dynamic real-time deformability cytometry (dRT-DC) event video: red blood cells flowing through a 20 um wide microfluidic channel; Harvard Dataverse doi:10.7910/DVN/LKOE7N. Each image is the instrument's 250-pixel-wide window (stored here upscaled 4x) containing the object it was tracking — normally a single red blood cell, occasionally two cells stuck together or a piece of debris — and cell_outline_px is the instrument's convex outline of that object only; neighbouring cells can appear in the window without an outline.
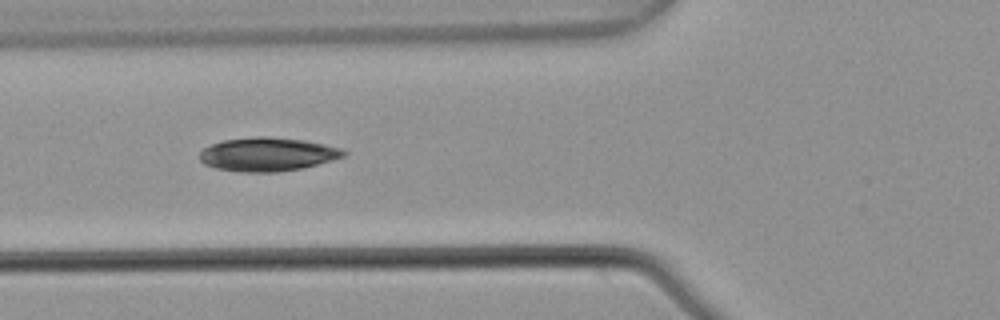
{"species": "common noctule bat (a hibernating species)", "species_latin": "Nyctalus noctula", "temperature_condition": "warm", "stored_images_in_passage": 6, "camera_frame_rate_fps": 3000, "um_per_image_px": 0.085, "animal": {"sex": "male", "body_mass_g": 21.5, "forearm_length_mm": 52.0}, "frame": {"image": 1, "passage_image": 6, "time_ms": 1.667, "image_size_px": [1000, 320], "cell_outline_px": [[348, 152], [344, 156], [332, 160], [304, 168], [276, 172], [240, 172], [216, 168], [204, 164], [200, 160], [200, 152], [204, 148], [212, 144], [224, 140], [256, 136], [268, 136], [304, 140], [324, 144], [340, 148]], "centroid_in_image_um": [22.74, 13.12], "position_along_channel_um": 103.1, "area_um2": 28.26}}